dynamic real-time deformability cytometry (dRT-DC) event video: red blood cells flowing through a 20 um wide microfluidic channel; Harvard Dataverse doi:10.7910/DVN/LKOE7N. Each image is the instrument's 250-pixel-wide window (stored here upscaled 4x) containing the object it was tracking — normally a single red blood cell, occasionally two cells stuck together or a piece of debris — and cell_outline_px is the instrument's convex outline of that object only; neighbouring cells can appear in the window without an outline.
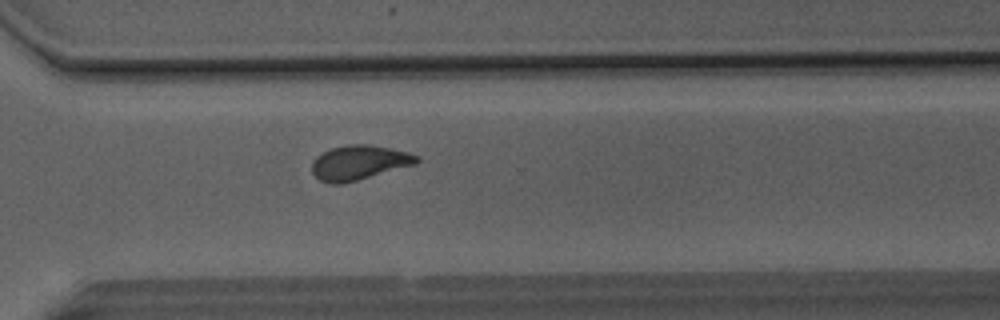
{"species": "Egyptian fruit bat (a non-hibernating species)", "species_latin": "Rousettus aegyptiacus", "temperature_condition": "room temperature", "stored_images_in_passage": 34, "camera_frame_rate_fps": 3000, "um_per_image_px": 0.085, "animal": {"sex": "male"}, "frame": {"image": 1, "passage_image": 20, "time_ms": 6.333, "image_size_px": [1000, 320], "cell_outline_px": [[420, 160], [416, 164], [356, 180], [340, 184], [328, 184], [320, 180], [312, 172], [312, 164], [316, 156], [332, 148], [348, 144], [368, 144], [408, 152], [420, 156]], "centroid_in_image_um": [30.52, 13.82], "position_along_channel_um": 340.1, "area_um2": 20.92}}
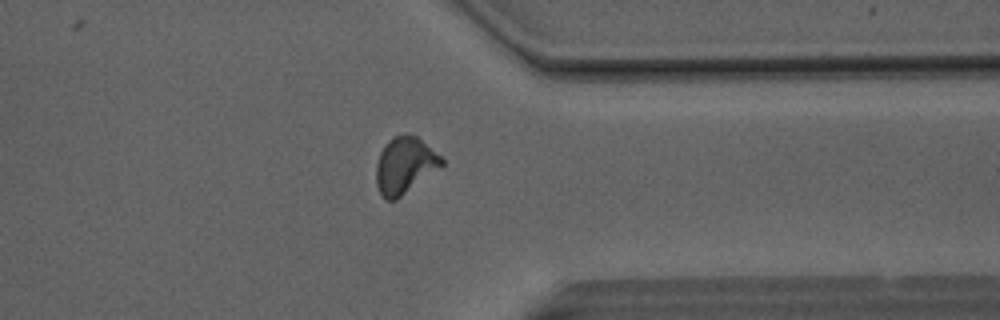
{"frame": {"image": 2, "passage_image": 23, "time_ms": 7.333, "image_size_px": [1000, 320], "cell_outline_px": [[444, 164], [396, 200], [384, 200], [380, 196], [376, 184], [376, 164], [380, 152], [384, 144], [392, 136], [416, 136], [440, 156], [444, 160]], "centroid_in_image_um": [34.35, 14.09], "position_along_channel_um": 377.0, "area_um2": 21.27}}
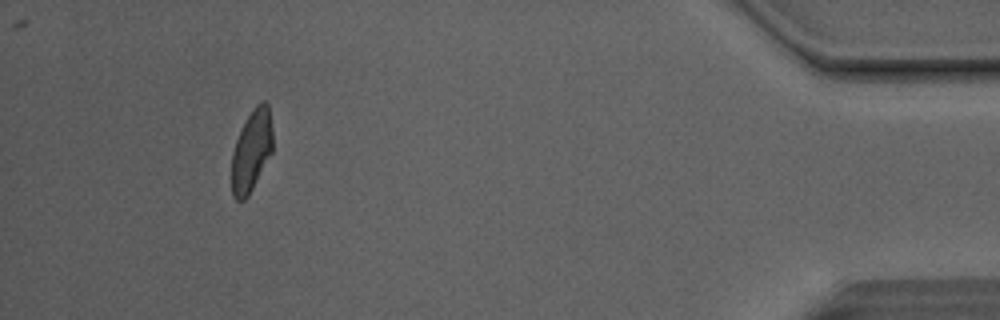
{"frame": {"image": 3, "passage_image": 30, "time_ms": 9.667, "image_size_px": [1000, 320], "cell_outline_px": [[272, 152], [248, 196], [244, 200], [236, 200], [232, 196], [232, 152], [236, 140], [244, 120], [252, 108], [256, 104], [264, 100], [268, 104], [272, 128]], "centroid_in_image_um": [21.37, 12.78], "position_along_channel_um": 413.8, "area_um2": 19.59}}